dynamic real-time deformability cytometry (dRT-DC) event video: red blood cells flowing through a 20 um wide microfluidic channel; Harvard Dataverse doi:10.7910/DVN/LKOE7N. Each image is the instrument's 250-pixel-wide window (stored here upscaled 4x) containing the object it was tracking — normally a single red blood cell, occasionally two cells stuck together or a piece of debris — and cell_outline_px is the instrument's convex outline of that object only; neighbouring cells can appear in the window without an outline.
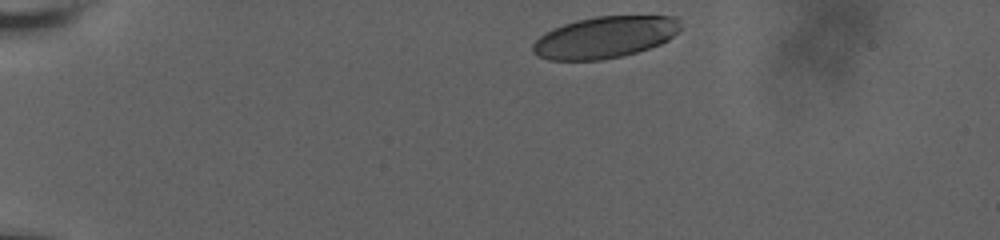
{"species": "human", "species_latin": "Homo sapiens", "temperature_condition": "room temperature", "stored_images_in_passage": 28, "camera_frame_rate_fps": 3000, "um_per_image_px": 0.085, "donor": {"sex": "male"}, "frame": {"image": 1, "passage_image": 1, "time_ms": 0.0, "image_size_px": [1000, 240], "cell_outline_px": [[680, 28], [668, 40], [660, 44], [636, 52], [620, 56], [600, 60], [548, 60], [536, 56], [532, 52], [532, 44], [544, 32], [552, 28], [576, 20], [596, 16], [676, 16], [680, 20]], "centroid_in_image_um": [51.37, 3.16], "position_along_channel_um": 33.6, "area_um2": 35.89}}
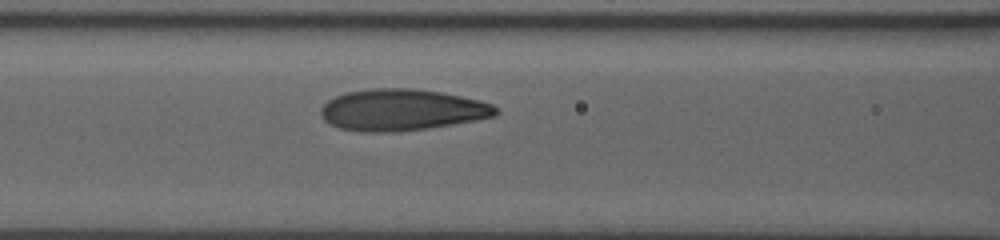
{"frame": {"image": 2, "passage_image": 16, "time_ms": 5.0, "image_size_px": [1000, 240], "cell_outline_px": [[500, 112], [496, 116], [428, 128], [396, 132], [360, 132], [340, 128], [324, 120], [320, 112], [320, 108], [328, 100], [336, 96], [348, 92], [372, 88], [412, 88], [440, 92], [480, 100], [492, 104]], "centroid_in_image_um": [34.14, 9.34], "position_along_channel_um": 132.5, "area_um2": 42.19}}
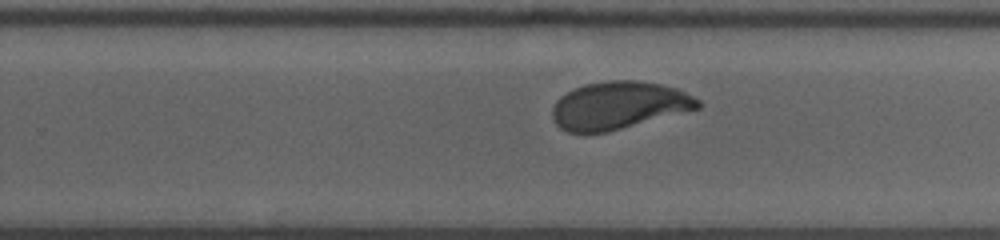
{"frame": {"image": 3, "passage_image": 28, "time_ms": 9.0, "image_size_px": [1000, 240], "cell_outline_px": [[700, 108], [608, 132], [568, 132], [560, 128], [556, 124], [552, 116], [552, 108], [556, 100], [560, 96], [584, 84], [608, 80], [640, 80], [660, 84], [676, 88], [700, 100]], "centroid_in_image_um": [52.58, 8.95], "position_along_channel_um": 277.2, "area_um2": 40.29}}